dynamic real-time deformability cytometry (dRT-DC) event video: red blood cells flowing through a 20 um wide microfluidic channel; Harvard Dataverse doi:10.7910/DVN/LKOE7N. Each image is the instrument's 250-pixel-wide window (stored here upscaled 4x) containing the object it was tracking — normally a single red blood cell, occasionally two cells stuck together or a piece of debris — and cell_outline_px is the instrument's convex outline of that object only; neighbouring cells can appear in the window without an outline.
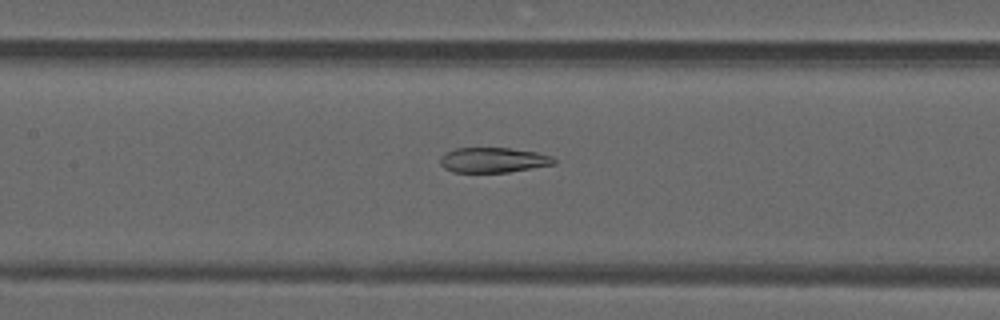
{"species": "common noctule bat (a hibernating species)", "species_latin": "Nyctalus noctula", "temperature_condition": "warm", "stored_images_in_passage": 45, "camera_frame_rate_fps": 3000, "um_per_image_px": 0.085, "animal": {"sex": "male", "forearm_length_mm": 52.5}, "frame": {"image": 1, "passage_image": 19, "time_ms": 6.0, "image_size_px": [1000, 320], "cell_outline_px": [[556, 164], [508, 172], [452, 172], [444, 168], [440, 164], [440, 156], [456, 148], [508, 148], [536, 152], [552, 156], [556, 160]], "centroid_in_image_um": [41.93, 13.61], "position_along_channel_um": 165.5, "area_um2": 16.59}}
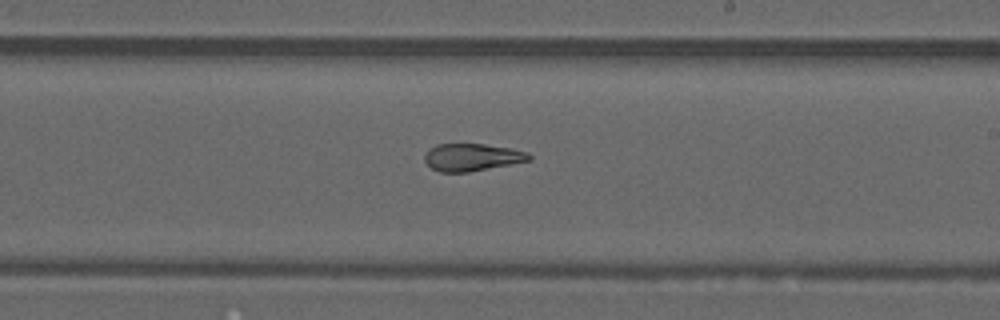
{"frame": {"image": 2, "passage_image": 25, "time_ms": 8.0, "image_size_px": [1000, 320], "cell_outline_px": [[532, 160], [468, 172], [440, 172], [432, 168], [424, 160], [424, 156], [428, 148], [436, 144], [484, 144], [508, 148], [528, 152], [532, 156]], "centroid_in_image_um": [40.1, 13.36], "position_along_channel_um": 248.9, "area_um2": 16.65}}
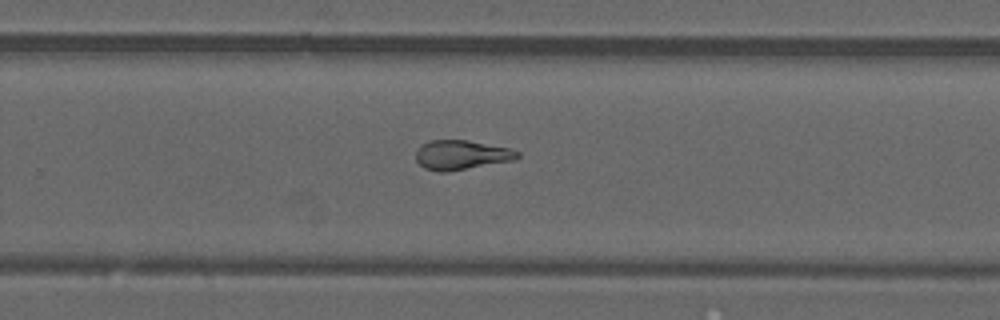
{"frame": {"image": 3, "passage_image": 28, "time_ms": 9.0, "image_size_px": [1000, 320], "cell_outline_px": [[520, 156], [516, 160], [448, 172], [436, 172], [424, 168], [416, 160], [416, 152], [420, 144], [432, 140], [468, 140], [508, 148], [520, 152]], "centroid_in_image_um": [39.21, 13.18], "position_along_channel_um": 290.6, "area_um2": 17.63}, "authors_computed_cell_mechanics": {"area_um2": 18.9006, "velocity_mm_per_s": 4.1822, "shape_relaxation_time_tau1_ms": null, "shape_relaxation_time_tau2_ms": 2.4099, "deformation_change_tau1": null, "deformation_change_tau2": 0.0977}}